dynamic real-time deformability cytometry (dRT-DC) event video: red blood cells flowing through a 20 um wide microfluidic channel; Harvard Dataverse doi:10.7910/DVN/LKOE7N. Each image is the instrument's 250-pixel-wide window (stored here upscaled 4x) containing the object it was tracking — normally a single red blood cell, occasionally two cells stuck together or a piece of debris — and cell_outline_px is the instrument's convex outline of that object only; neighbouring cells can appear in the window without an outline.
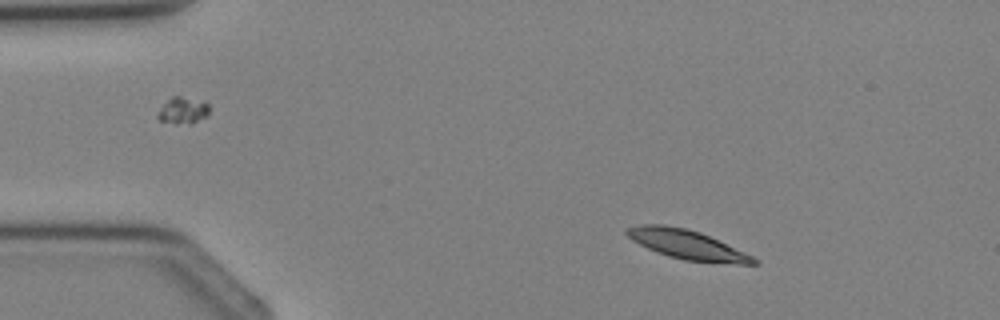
{"species": "Egyptian fruit bat (a non-hibernating species)", "species_latin": "Rousettus aegyptiacus", "temperature_condition": "cold", "stored_images_in_passage": 2, "camera_frame_rate_fps": 3000, "um_per_image_px": 0.085, "animal": {"sex": "female"}, "frame": {"image": 1, "passage_image": 1, "time_ms": 0.0, "image_size_px": [1000, 320], "cell_outline_px": [[760, 264], [740, 264], [684, 260], [668, 256], [656, 252], [632, 240], [624, 232], [624, 228], [640, 224], [664, 224], [684, 228], [700, 232], [744, 252], [760, 260]], "centroid_in_image_um": [58.38, 20.78], "position_along_channel_um": 26.6, "area_um2": 21.56}}